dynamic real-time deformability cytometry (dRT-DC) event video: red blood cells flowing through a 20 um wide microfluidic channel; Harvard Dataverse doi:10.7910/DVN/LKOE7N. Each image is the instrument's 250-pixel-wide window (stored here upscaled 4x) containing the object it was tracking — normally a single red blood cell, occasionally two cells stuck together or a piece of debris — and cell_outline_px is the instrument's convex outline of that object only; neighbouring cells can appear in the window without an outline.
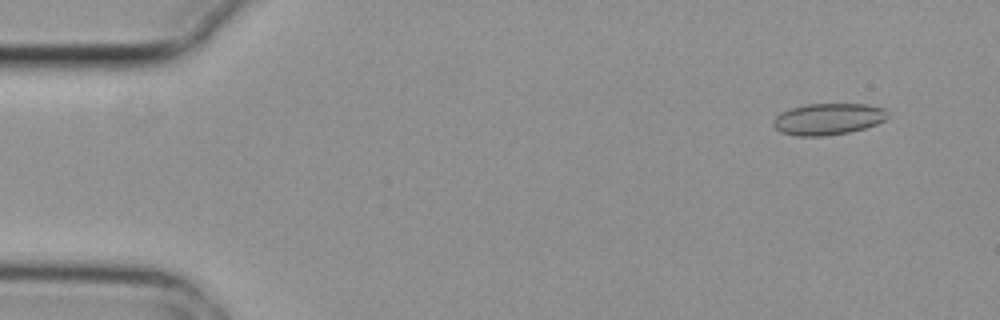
{"species": "common noctule bat (a hibernating species)", "species_latin": "Nyctalus noctula", "temperature_condition": "cold", "stored_images_in_passage": 5, "camera_frame_rate_fps": 3000, "um_per_image_px": 0.085, "animal": {"sex": "female", "body_mass_g": 29.2, "forearm_length_mm": 56.3}, "frame": {"image": 1, "passage_image": 2, "time_ms": 0.333, "image_size_px": [1000, 320], "cell_outline_px": [[888, 116], [884, 120], [876, 124], [864, 128], [848, 132], [824, 136], [800, 136], [780, 132], [772, 124], [772, 120], [780, 112], [804, 104], [868, 104], [884, 108], [888, 112]], "centroid_in_image_um": [70.38, 10.11], "position_along_channel_um": 14.6, "area_um2": 21.04}}
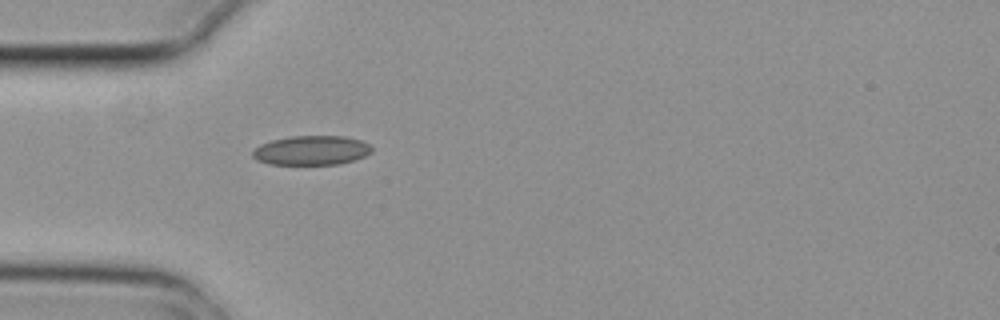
{"frame": {"image": 2, "passage_image": 5, "time_ms": 1.333, "image_size_px": [1000, 320], "cell_outline_px": [[372, 152], [364, 156], [340, 164], [268, 164], [256, 160], [252, 156], [252, 152], [260, 144], [272, 140], [288, 136], [344, 136], [360, 140], [368, 144], [372, 148]], "centroid_in_image_um": [26.45, 12.78], "position_along_channel_um": 58.6, "area_um2": 20.35}}